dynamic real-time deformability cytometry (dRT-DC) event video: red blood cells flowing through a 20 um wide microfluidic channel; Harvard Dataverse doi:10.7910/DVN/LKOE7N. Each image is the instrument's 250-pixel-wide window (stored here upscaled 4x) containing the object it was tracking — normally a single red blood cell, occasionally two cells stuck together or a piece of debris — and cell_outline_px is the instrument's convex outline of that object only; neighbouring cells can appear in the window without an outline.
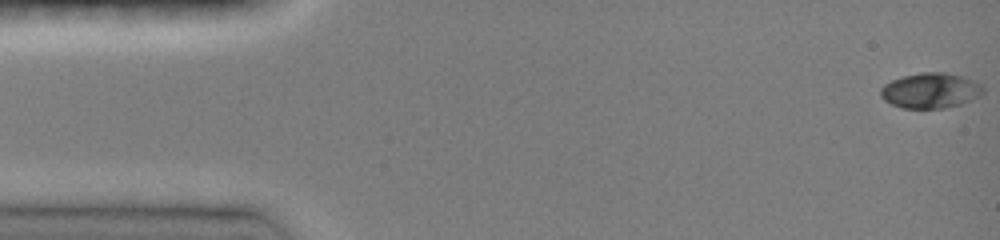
{"species": "common noctule bat (a hibernating species)", "species_latin": "Nyctalus noctula", "temperature_condition": "room temperature", "stored_images_in_passage": 7, "camera_frame_rate_fps": 3000, "um_per_image_px": 0.085, "animal": {"sex": "female", "body_mass_g": 19.0, "forearm_length_mm": 51.5}, "frame": {"image": 1, "passage_image": 1, "time_ms": 0.0, "image_size_px": [1000, 240], "cell_outline_px": [[984, 92], [980, 96], [972, 100], [960, 104], [944, 108], [900, 108], [884, 100], [880, 96], [880, 88], [884, 84], [892, 80], [904, 76], [920, 72], [944, 72], [960, 76], [972, 80], [980, 84], [984, 88]], "centroid_in_image_um": [79.08, 7.7], "position_along_channel_um": 5.9, "area_um2": 21.1}}
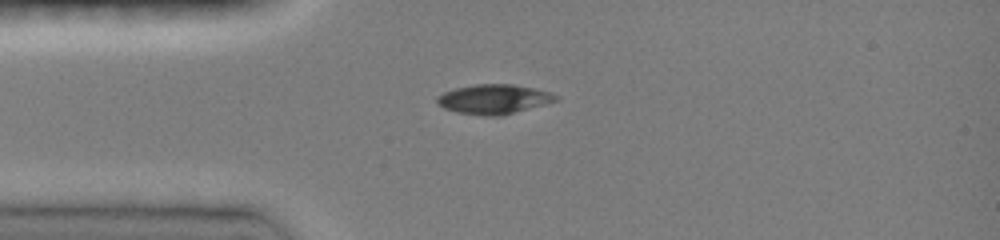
{"frame": {"image": 2, "passage_image": 6, "time_ms": 3.667, "image_size_px": [1000, 240], "cell_outline_px": [[560, 100], [500, 116], [484, 116], [456, 112], [444, 108], [436, 104], [436, 96], [444, 92], [456, 88], [476, 84], [512, 84], [532, 88], [548, 92], [560, 96]], "centroid_in_image_um": [41.95, 8.43], "position_along_channel_um": 43.0, "area_um2": 20.46}}